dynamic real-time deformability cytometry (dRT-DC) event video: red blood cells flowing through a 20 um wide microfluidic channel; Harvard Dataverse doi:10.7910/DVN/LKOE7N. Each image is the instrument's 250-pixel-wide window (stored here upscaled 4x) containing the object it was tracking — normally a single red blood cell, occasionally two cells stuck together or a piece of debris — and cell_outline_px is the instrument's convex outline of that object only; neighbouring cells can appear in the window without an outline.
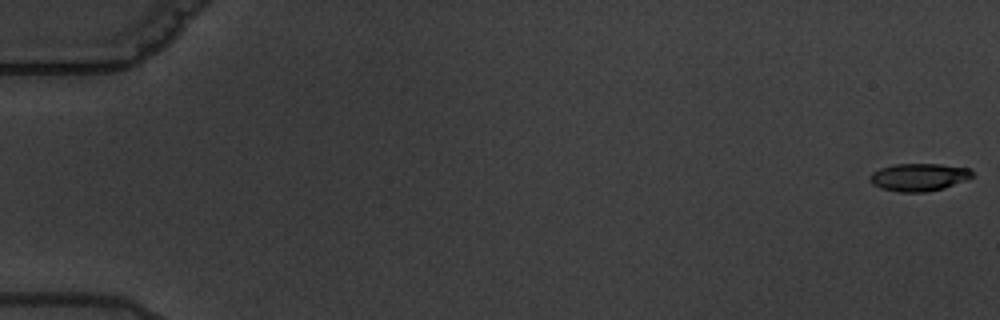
{"species": "common noctule bat (a hibernating species)", "species_latin": "Nyctalus noctula", "temperature_condition": "warm", "stored_images_in_passage": 13, "camera_frame_rate_fps": 3000, "um_per_image_px": 0.085, "animal": {"sex": "male", "body_mass_g": 19.5, "forearm_length_mm": 54.6}, "frame": {"image": 1, "passage_image": 1, "time_ms": 0.0, "image_size_px": [1000, 320], "cell_outline_px": [[972, 176], [964, 180], [944, 188], [924, 192], [900, 192], [880, 188], [872, 184], [868, 180], [868, 176], [872, 172], [880, 168], [896, 164], [940, 164], [972, 168]], "centroid_in_image_um": [78.06, 15.05], "position_along_channel_um": 6.9, "area_um2": 16.53}}